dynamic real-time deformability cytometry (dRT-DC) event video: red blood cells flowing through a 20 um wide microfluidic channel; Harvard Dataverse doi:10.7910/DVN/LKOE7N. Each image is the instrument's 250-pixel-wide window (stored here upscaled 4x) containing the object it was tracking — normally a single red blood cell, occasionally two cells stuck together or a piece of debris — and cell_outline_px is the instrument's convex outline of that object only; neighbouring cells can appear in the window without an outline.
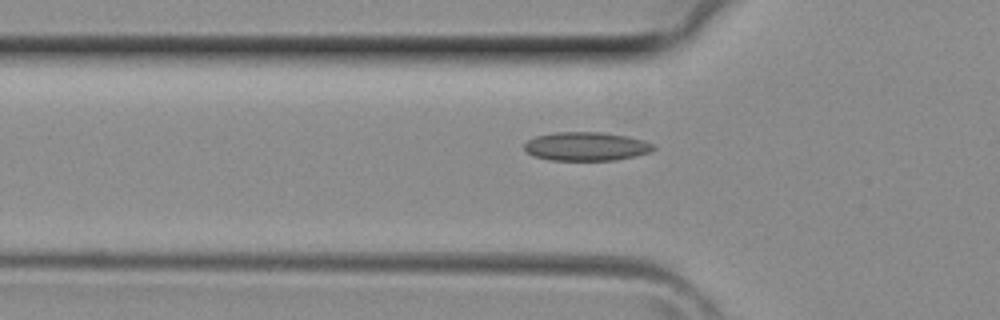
{"species": "common noctule bat (a hibernating species)", "species_latin": "Nyctalus noctula", "temperature_condition": "room temperature", "stored_images_in_passage": 6, "camera_frame_rate_fps": 3000, "um_per_image_px": 0.085, "animal": {"sex": "female", "body_mass_g": 29.2, "forearm_length_mm": 56.3}, "frame": {"image": 1, "passage_image": 6, "time_ms": 1.667, "image_size_px": [1000, 320], "cell_outline_px": [[656, 148], [652, 152], [636, 156], [616, 160], [548, 160], [532, 156], [524, 148], [524, 144], [528, 140], [536, 136], [556, 132], [604, 132], [628, 136], [644, 140], [656, 144]], "centroid_in_image_um": [49.88, 12.44], "position_along_channel_um": 75.9, "area_um2": 21.91}}